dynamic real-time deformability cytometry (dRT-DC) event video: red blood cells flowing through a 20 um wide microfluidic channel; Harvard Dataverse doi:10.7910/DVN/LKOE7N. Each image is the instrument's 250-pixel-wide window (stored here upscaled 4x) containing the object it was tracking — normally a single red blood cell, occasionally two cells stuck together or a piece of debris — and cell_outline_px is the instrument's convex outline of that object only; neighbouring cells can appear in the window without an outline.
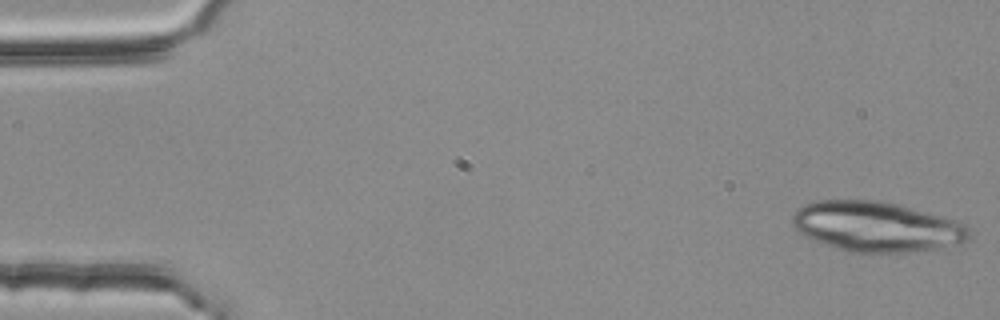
{"species": "common noctule bat (a hibernating species)", "species_latin": "Nyctalus noctula", "temperature_condition": "room temperature", "stored_images_in_passage": 17, "camera_frame_rate_fps": 3000, "um_per_image_px": 0.085, "animal": {"sex": "female", "body_mass_g": 25.1}, "frame": {"image": 1, "passage_image": 1, "time_ms": 0.0, "image_size_px": [1000, 320], "cell_outline_px": [[972, 240], [960, 244], [916, 252], [848, 252], [836, 248], [804, 236], [796, 232], [792, 224], [792, 216], [804, 204], [816, 200], [880, 200], [900, 204], [952, 220], [968, 228], [972, 236]], "centroid_in_image_um": [74.49, 19.27], "position_along_channel_um": 10.5, "area_um2": 51.73}}